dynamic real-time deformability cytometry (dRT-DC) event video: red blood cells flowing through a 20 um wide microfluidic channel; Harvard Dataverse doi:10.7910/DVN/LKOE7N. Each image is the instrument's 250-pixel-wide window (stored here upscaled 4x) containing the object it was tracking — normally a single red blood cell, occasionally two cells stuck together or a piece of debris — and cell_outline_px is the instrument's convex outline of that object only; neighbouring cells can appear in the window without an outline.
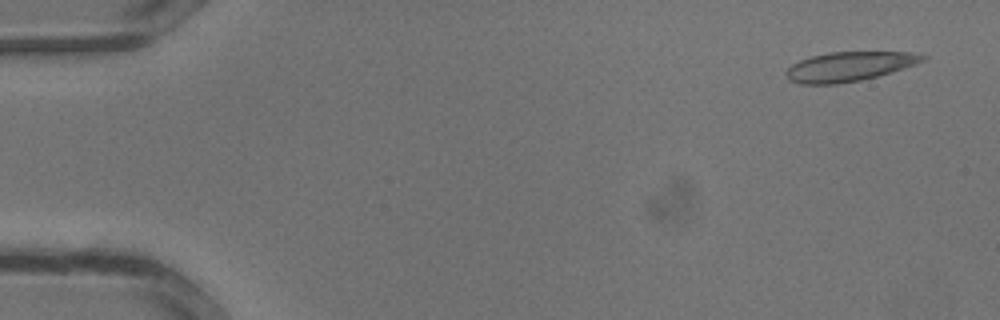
{"species": "common noctule bat (a hibernating species)", "species_latin": "Nyctalus noctula", "temperature_condition": "warm", "stored_images_in_passage": 22, "camera_frame_rate_fps": 3000, "um_per_image_px": 0.085, "animal": {"sex": "male", "body_mass_g": 13.3}, "frame": {"image": 1, "passage_image": 1, "time_ms": 0.0, "image_size_px": [1000, 320], "cell_outline_px": [[928, 56], [924, 60], [916, 64], [876, 76], [860, 80], [836, 84], [800, 84], [788, 80], [784, 76], [784, 72], [792, 64], [800, 60], [812, 56], [828, 52], [912, 52]], "centroid_in_image_um": [72.13, 5.65], "position_along_channel_um": 12.9, "area_um2": 23.35}}
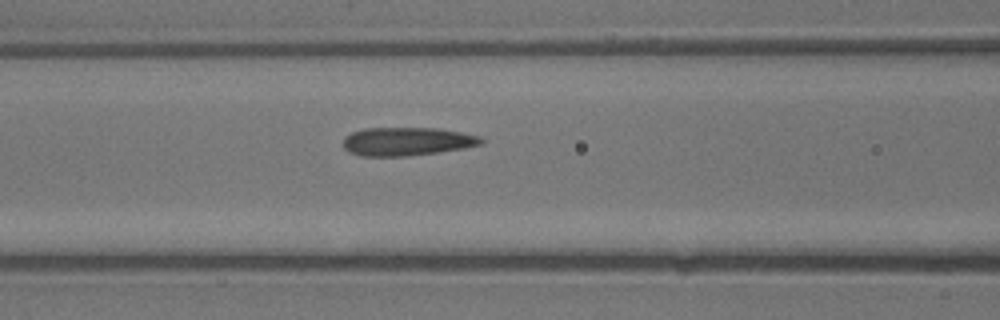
{"frame": {"image": 2, "passage_image": 13, "time_ms": 4.0, "image_size_px": [1000, 320], "cell_outline_px": [[484, 144], [464, 148], [408, 156], [360, 156], [348, 152], [344, 148], [344, 136], [352, 132], [364, 128], [436, 128], [460, 132], [480, 136], [484, 140]], "centroid_in_image_um": [34.58, 12.02], "position_along_channel_um": 132.0, "area_um2": 22.89}}
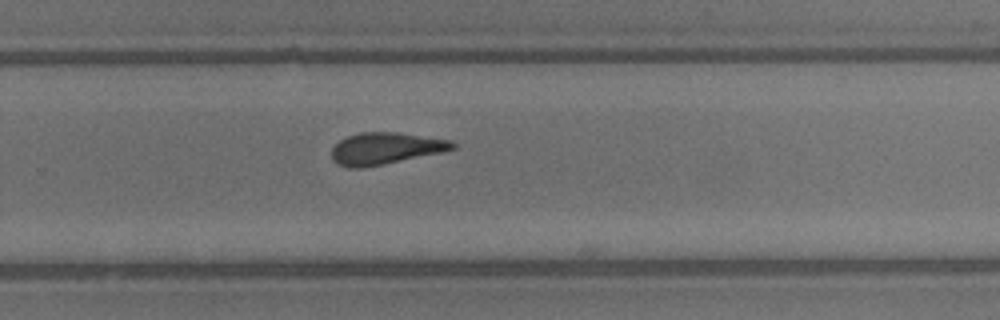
{"frame": {"image": 3, "passage_image": 21, "time_ms": 6.667, "image_size_px": [1000, 320], "cell_outline_px": [[456, 148], [440, 152], [384, 164], [364, 168], [348, 168], [336, 164], [332, 160], [332, 148], [340, 140], [348, 136], [360, 132], [396, 132], [452, 140], [456, 144]], "centroid_in_image_um": [32.73, 12.62], "position_along_channel_um": 297.1, "area_um2": 22.37}}